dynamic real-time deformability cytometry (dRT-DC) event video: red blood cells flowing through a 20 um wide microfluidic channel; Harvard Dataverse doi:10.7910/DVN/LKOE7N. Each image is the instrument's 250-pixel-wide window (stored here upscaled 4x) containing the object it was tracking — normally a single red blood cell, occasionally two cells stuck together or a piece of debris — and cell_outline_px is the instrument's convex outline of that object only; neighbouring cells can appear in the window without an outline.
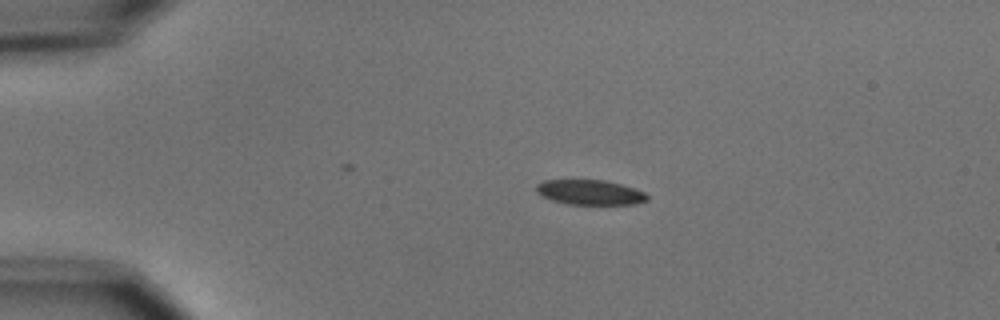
{"species": "common noctule bat (a hibernating species)", "species_latin": "Nyctalus noctula", "temperature_condition": "cold", "stored_images_in_passage": 9, "camera_frame_rate_fps": 3000, "um_per_image_px": 0.085, "animal": {"sex": "male", "body_mass_g": 15.6}, "frame": {"image": 1, "passage_image": 3, "time_ms": 2.667, "image_size_px": [1000, 320], "cell_outline_px": [[648, 200], [632, 204], [568, 204], [552, 200], [536, 192], [536, 184], [544, 180], [604, 180], [620, 184], [644, 192], [648, 196]], "centroid_in_image_um": [50.12, 16.34], "position_along_channel_um": 34.9, "area_um2": 15.9}}
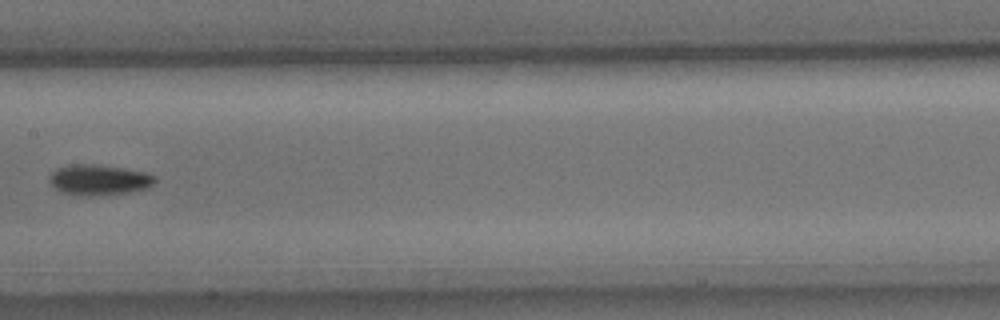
{"frame": {"image": 2, "passage_image": 8, "time_ms": 8.333, "image_size_px": [1000, 320], "cell_outline_px": [[156, 180], [148, 188], [128, 192], [92, 196], [76, 196], [64, 192], [56, 188], [48, 180], [48, 176], [56, 168], [72, 164], [96, 164], [128, 168], [148, 172], [156, 176]], "centroid_in_image_um": [8.43, 15.27], "position_along_channel_um": 199.0, "area_um2": 19.07}}
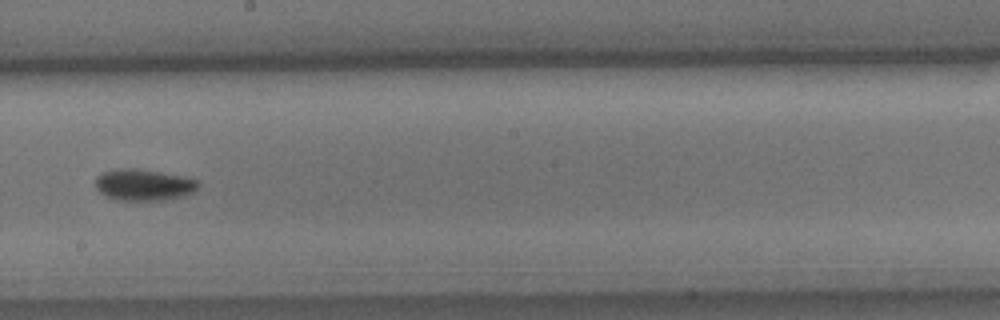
{"frame": {"image": 3, "passage_image": 9, "time_ms": 9.333, "image_size_px": [1000, 320], "cell_outline_px": [[200, 184], [196, 192], [184, 196], [164, 200], [116, 200], [100, 192], [96, 188], [96, 176], [100, 172], [116, 168], [136, 168], [160, 172], [200, 180]], "centroid_in_image_um": [12.23, 15.7], "position_along_channel_um": 236.0, "area_um2": 19.07}}